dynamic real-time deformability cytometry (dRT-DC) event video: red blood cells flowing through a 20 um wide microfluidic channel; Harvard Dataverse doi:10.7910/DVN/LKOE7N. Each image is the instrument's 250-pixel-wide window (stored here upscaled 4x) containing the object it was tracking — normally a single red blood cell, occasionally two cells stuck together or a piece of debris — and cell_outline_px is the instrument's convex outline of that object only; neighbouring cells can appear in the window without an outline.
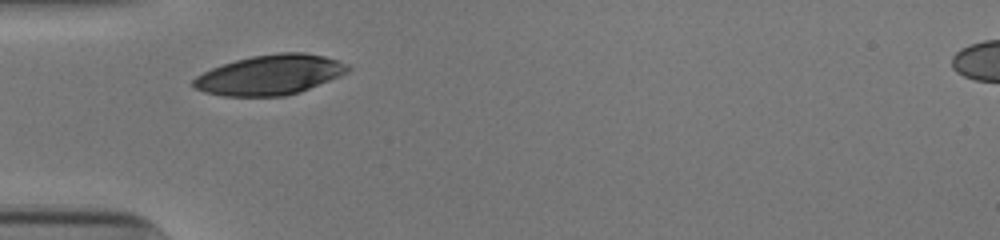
{"species": "human", "species_latin": "Homo sapiens", "temperature_condition": "cold", "stored_images_in_passage": 23, "camera_frame_rate_fps": 3000, "um_per_image_px": 0.085, "donor": {"sex": "male"}, "frame": {"image": 1, "passage_image": 1, "time_ms": 0.0, "image_size_px": [1000, 240], "cell_outline_px": [[352, 68], [348, 72], [340, 76], [300, 92], [284, 96], [224, 96], [204, 92], [196, 88], [192, 84], [192, 80], [196, 76], [212, 68], [236, 60], [252, 56], [280, 52], [304, 52], [324, 56], [348, 64]], "centroid_in_image_um": [22.97, 6.36], "position_along_channel_um": 62.0, "area_um2": 35.89}}